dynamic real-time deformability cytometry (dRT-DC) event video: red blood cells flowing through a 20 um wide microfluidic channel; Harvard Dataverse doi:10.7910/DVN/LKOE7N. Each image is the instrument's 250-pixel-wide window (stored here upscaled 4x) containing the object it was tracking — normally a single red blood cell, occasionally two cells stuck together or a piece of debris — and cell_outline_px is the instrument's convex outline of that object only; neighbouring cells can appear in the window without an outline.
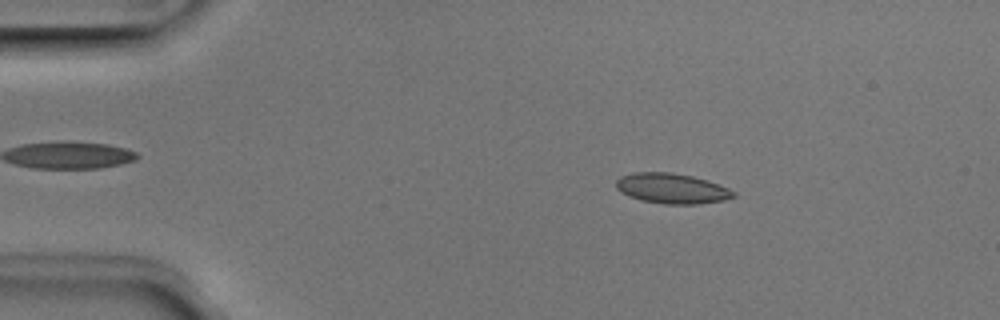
{"species": "Egyptian fruit bat (a non-hibernating species)", "species_latin": "Rousettus aegyptiacus", "temperature_condition": "room temperature", "stored_images_in_passage": 51, "camera_frame_rate_fps": 3000, "um_per_image_px": 0.085, "animal": {"sex": "male"}, "frame": {"image": 1, "passage_image": 9, "time_ms": 2.667, "image_size_px": [1000, 320], "cell_outline_px": [[736, 196], [724, 200], [696, 204], [664, 204], [640, 200], [620, 192], [616, 188], [616, 180], [620, 176], [632, 172], [672, 172], [692, 176], [708, 180], [728, 188], [736, 192]], "centroid_in_image_um": [57.09, 16.01], "position_along_channel_um": 27.9, "area_um2": 20.81}}
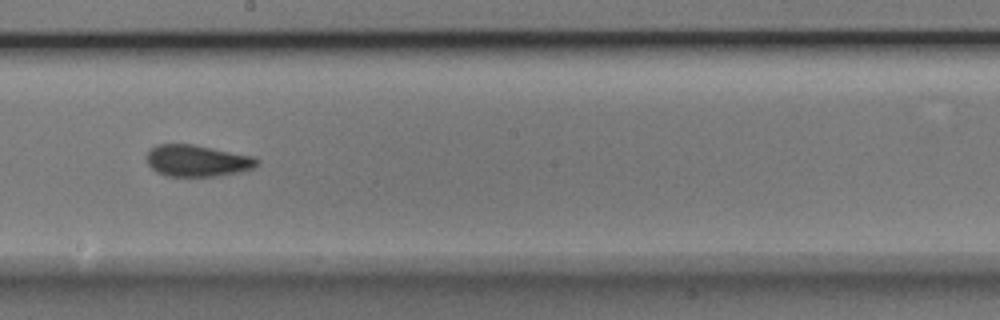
{"frame": {"image": 2, "passage_image": 29, "time_ms": 9.333, "image_size_px": [1000, 320], "cell_outline_px": [[260, 160], [256, 168], [240, 172], [216, 176], [164, 176], [156, 172], [148, 164], [148, 152], [156, 144], [192, 144], [252, 156]], "centroid_in_image_um": [16.78, 13.67], "position_along_channel_um": 231.4, "area_um2": 20.29}}
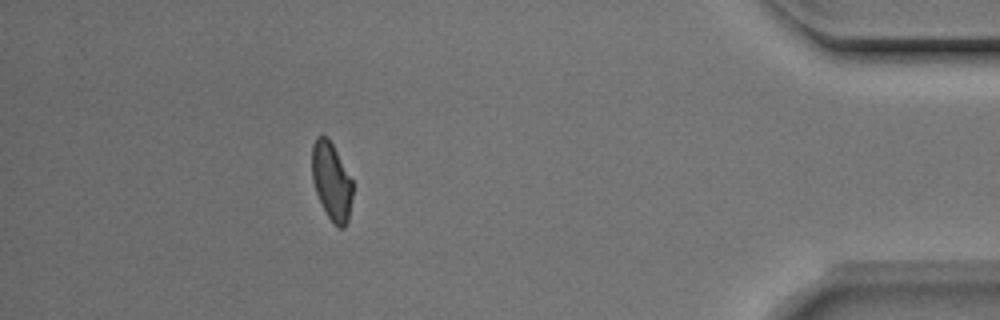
{"frame": {"image": 3, "passage_image": 46, "time_ms": 15.0, "image_size_px": [1000, 320], "cell_outline_px": [[352, 196], [348, 220], [344, 228], [340, 228], [332, 224], [316, 192], [312, 180], [312, 144], [316, 136], [328, 136], [352, 180]], "centroid_in_image_um": [28.17, 15.4], "position_along_channel_um": 407.0, "area_um2": 18.32}, "authors_computed_cell_mechanics": {"area_um2": 20.0566, "velocity_mm_per_s": 3.959, "shape_relaxation_time_tau1_ms": 5.4019, "shape_relaxation_time_tau2_ms": 1.2339, "deformation_change_tau1": 0.1238, "deformation_change_tau2": 0.046}}